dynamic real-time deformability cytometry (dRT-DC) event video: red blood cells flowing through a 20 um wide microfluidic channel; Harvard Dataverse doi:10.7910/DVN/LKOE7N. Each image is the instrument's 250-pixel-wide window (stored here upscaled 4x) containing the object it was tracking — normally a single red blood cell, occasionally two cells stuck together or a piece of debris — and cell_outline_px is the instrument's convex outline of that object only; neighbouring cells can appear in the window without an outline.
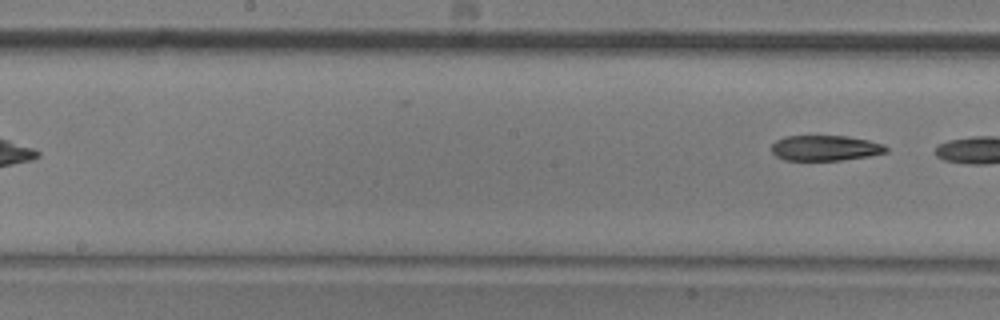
{"species": "common noctule bat (a hibernating species)", "species_latin": "Nyctalus noctula", "temperature_condition": "room temperature", "stored_images_in_passage": 8, "segment_of_instrument_passage": [2, 2], "camera_frame_rate_fps": 3000, "um_per_image_px": 0.085, "animal": {"sex": "male", "body_mass_g": 20.5, "forearm_length_mm": 52.5}, "frame": {"image": 1, "passage_image": 8, "time_ms": 2.333, "image_size_px": [1000, 320], "cell_outline_px": [[888, 152], [868, 156], [840, 160], [784, 160], [776, 156], [772, 152], [772, 144], [776, 140], [784, 136], [848, 136], [868, 140], [884, 144], [888, 148]], "centroid_in_image_um": [70.15, 12.58], "position_along_channel_um": 178.1, "area_um2": 16.99}}